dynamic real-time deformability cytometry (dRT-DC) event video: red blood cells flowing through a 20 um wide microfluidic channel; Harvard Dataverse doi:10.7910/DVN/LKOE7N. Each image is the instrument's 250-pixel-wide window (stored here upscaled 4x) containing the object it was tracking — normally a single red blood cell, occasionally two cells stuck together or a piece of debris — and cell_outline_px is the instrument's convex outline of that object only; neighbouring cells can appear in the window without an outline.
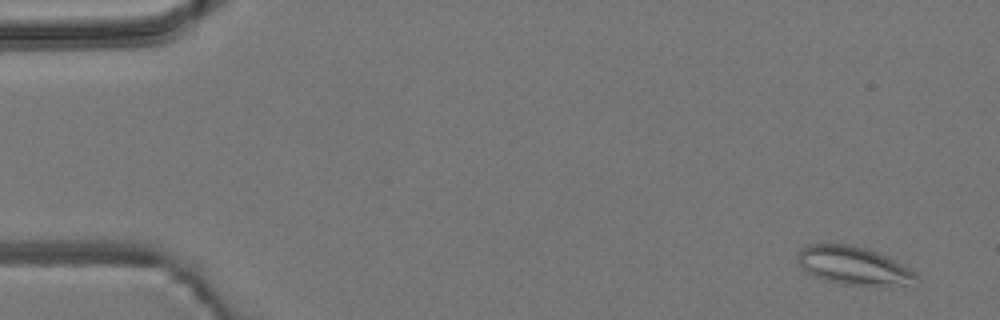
{"species": "common noctule bat (a hibernating species)", "species_latin": "Nyctalus noctula", "temperature_condition": "room temperature", "stored_images_in_passage": 4, "camera_frame_rate_fps": 3000, "um_per_image_px": 0.085, "animal": {"sex": "male", "body_mass_g": 19.2, "forearm_length_mm": 51.8}, "frame": {"image": 1, "passage_image": 1, "time_ms": 0.0, "image_size_px": [1000, 320], "cell_outline_px": [[916, 276], [904, 284], [840, 284], [824, 280], [812, 276], [800, 268], [796, 260], [796, 252], [800, 248], [808, 244], [852, 244], [876, 252], [916, 272]], "centroid_in_image_um": [72.34, 22.54], "position_along_channel_um": 12.7, "area_um2": 25.78}}